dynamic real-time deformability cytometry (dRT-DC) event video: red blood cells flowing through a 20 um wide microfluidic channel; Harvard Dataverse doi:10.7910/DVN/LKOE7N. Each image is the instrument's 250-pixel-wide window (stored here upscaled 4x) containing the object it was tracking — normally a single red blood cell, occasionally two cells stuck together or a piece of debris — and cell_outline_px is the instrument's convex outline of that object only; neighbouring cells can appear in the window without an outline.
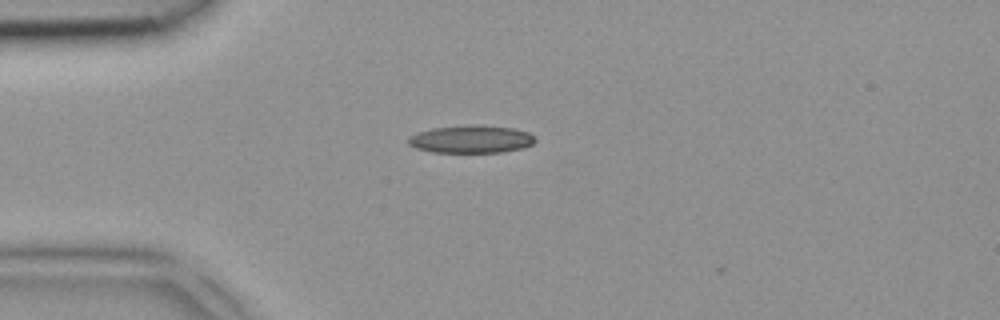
{"species": "common noctule bat (a hibernating species)", "species_latin": "Nyctalus noctula", "temperature_condition": "room temperature", "stored_images_in_passage": 2, "camera_frame_rate_fps": 3000, "um_per_image_px": 0.085, "animal": {"sex": "female", "body_mass_g": 18.4}, "frame": {"image": 1, "passage_image": 2, "time_ms": 0.333, "image_size_px": [1000, 320], "cell_outline_px": [[536, 140], [532, 144], [524, 148], [500, 152], [432, 152], [416, 148], [408, 144], [408, 136], [416, 132], [432, 128], [468, 124], [480, 124], [512, 128], [528, 132]], "centroid_in_image_um": [40.01, 11.81], "position_along_channel_um": 45.0, "area_um2": 20.69}}